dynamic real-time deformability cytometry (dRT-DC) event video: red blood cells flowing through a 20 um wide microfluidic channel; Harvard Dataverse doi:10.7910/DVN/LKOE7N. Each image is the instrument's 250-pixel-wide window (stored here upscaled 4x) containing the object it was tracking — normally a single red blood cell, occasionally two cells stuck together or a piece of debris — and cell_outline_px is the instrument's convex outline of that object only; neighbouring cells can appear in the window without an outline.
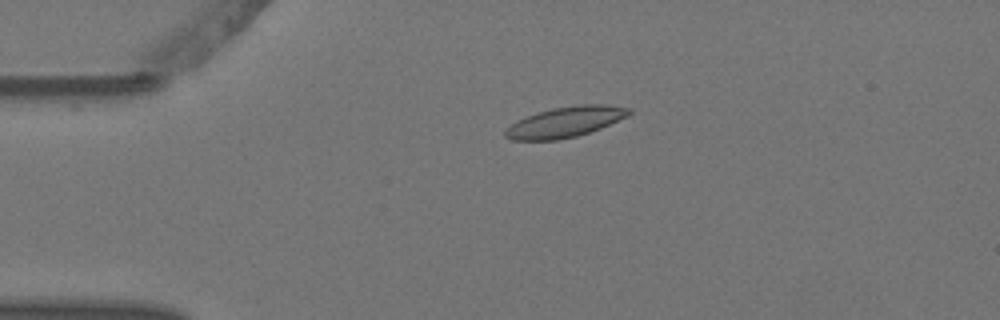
{"species": "Egyptian fruit bat (a non-hibernating species)", "species_latin": "Rousettus aegyptiacus", "temperature_condition": "warm", "stored_images_in_passage": 4, "camera_frame_rate_fps": 3000, "um_per_image_px": 0.085, "animal": {"sex": "female"}, "frame": {"image": 1, "passage_image": 3, "time_ms": 0.667, "image_size_px": [1000, 320], "cell_outline_px": [[632, 112], [628, 116], [600, 128], [576, 136], [556, 140], [512, 140], [504, 136], [504, 128], [516, 120], [524, 116], [536, 112], [552, 108], [580, 104], [604, 104], [632, 108]], "centroid_in_image_um": [48.0, 10.36], "position_along_channel_um": 37.0, "area_um2": 22.2}}